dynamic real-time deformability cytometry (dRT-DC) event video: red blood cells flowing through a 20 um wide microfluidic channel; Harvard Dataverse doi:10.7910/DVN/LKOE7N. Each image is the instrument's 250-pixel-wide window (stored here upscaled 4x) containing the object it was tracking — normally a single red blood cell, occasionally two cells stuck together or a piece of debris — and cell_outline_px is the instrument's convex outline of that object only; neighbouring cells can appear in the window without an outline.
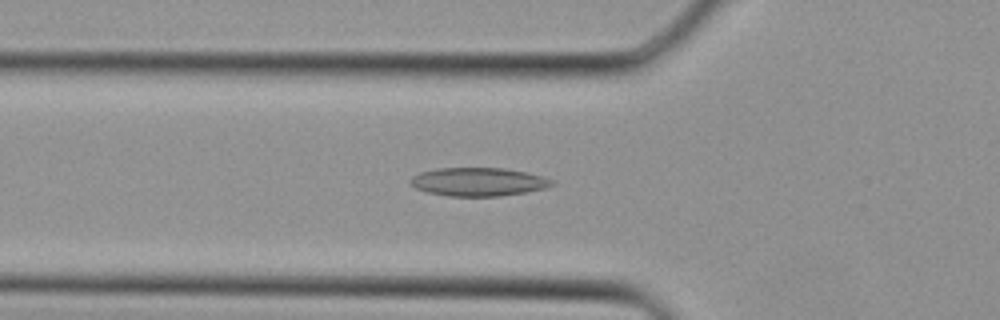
{"species": "Egyptian fruit bat (a non-hibernating species)", "species_latin": "Rousettus aegyptiacus", "temperature_condition": "cold", "stored_images_in_passage": 31, "camera_frame_rate_fps": 3000, "um_per_image_px": 0.085, "animal": {"sex": "female"}, "frame": {"image": 1, "passage_image": 7, "time_ms": 2.0, "image_size_px": [1000, 320], "cell_outline_px": [[556, 184], [544, 188], [524, 192], [500, 196], [448, 196], [428, 192], [416, 188], [408, 180], [412, 176], [420, 172], [436, 168], [504, 168], [524, 172], [540, 176], [552, 180]], "centroid_in_image_um": [40.62, 15.45], "position_along_channel_um": 85.2, "area_um2": 23.24}}
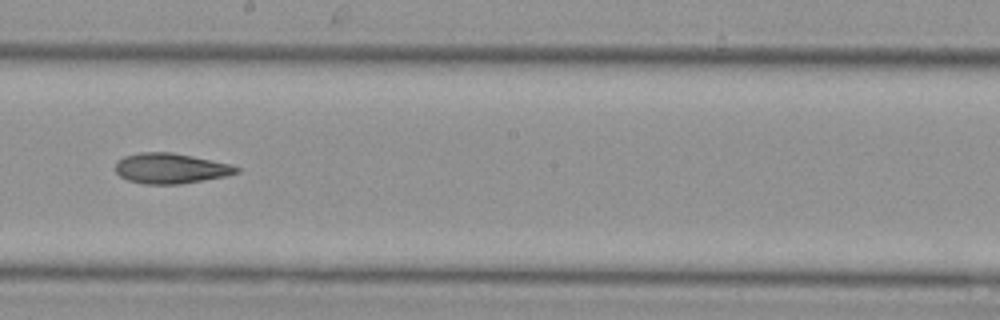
{"frame": {"image": 2, "passage_image": 15, "time_ms": 4.667, "image_size_px": [1000, 320], "cell_outline_px": [[240, 172], [224, 176], [204, 180], [180, 184], [144, 184], [128, 180], [120, 176], [116, 172], [116, 160], [124, 156], [140, 152], [172, 152], [192, 156], [228, 164], [240, 168]], "centroid_in_image_um": [14.46, 14.31], "position_along_channel_um": 233.7, "area_um2": 21.27}}
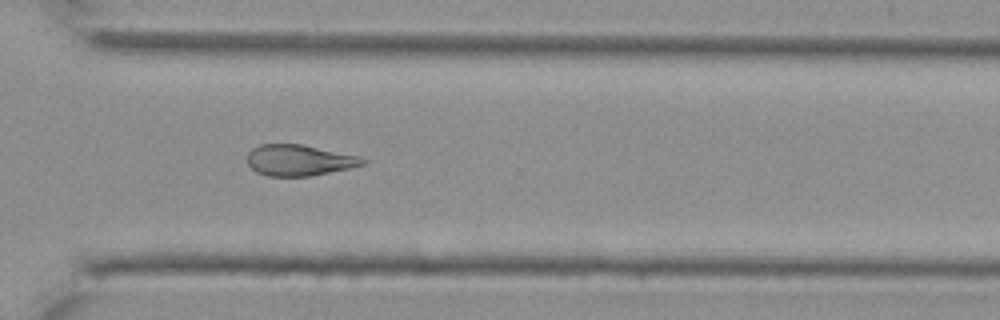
{"frame": {"image": 3, "passage_image": 21, "time_ms": 6.667, "image_size_px": [1000, 320], "cell_outline_px": [[368, 160], [364, 164], [352, 168], [312, 176], [268, 176], [256, 172], [248, 164], [248, 152], [252, 148], [260, 144], [300, 144], [356, 156]], "centroid_in_image_um": [25.41, 13.63], "position_along_channel_um": 345.2, "area_um2": 20.75}}